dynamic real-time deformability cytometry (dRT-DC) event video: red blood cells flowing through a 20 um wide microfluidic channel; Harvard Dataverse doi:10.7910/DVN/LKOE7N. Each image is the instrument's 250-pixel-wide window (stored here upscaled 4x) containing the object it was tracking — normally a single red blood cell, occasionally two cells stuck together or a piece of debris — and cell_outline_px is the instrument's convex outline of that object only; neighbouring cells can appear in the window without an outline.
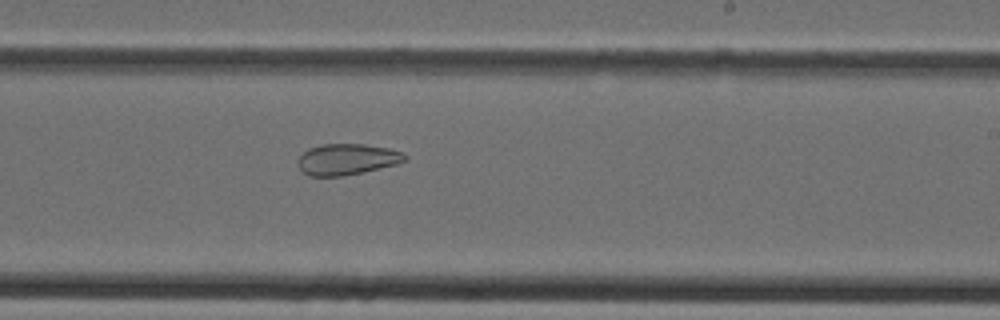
{"species": "Egyptian fruit bat (a non-hibernating species)", "species_latin": "Rousettus aegyptiacus", "temperature_condition": "cold", "stored_images_in_passage": 39, "camera_frame_rate_fps": 3000, "um_per_image_px": 0.085, "animal": {"sex": "female"}, "frame": {"image": 1, "passage_image": 23, "time_ms": 7.333, "image_size_px": [1000, 320], "cell_outline_px": [[408, 156], [404, 160], [396, 164], [344, 176], [308, 176], [300, 168], [296, 160], [308, 148], [320, 144], [364, 144], [388, 148], [404, 152]], "centroid_in_image_um": [29.47, 13.53], "position_along_channel_um": 259.5, "area_um2": 19.36}}
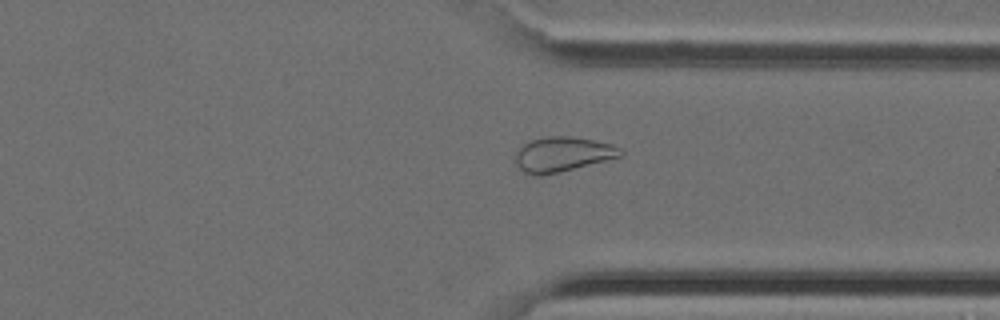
{"frame": {"image": 2, "passage_image": 29, "time_ms": 9.333, "image_size_px": [1000, 320], "cell_outline_px": [[624, 156], [560, 172], [540, 176], [536, 176], [524, 172], [516, 164], [512, 156], [524, 144], [532, 140], [548, 136], [568, 136], [592, 140], [612, 144], [620, 148], [624, 152]], "centroid_in_image_um": [47.82, 13.13], "position_along_channel_um": 363.6, "area_um2": 21.44}}
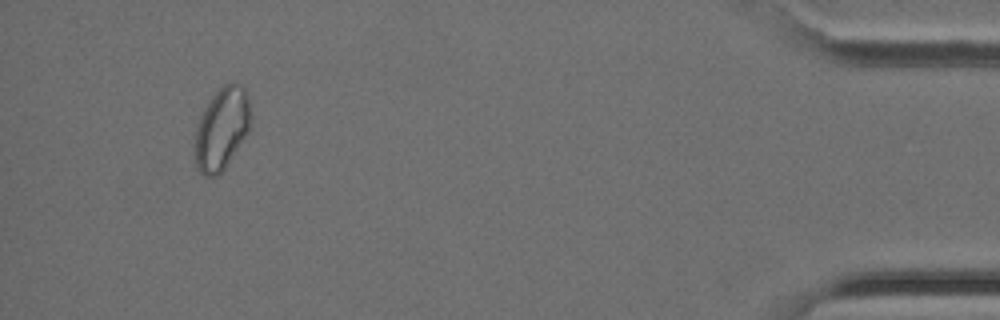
{"frame": {"image": 3, "passage_image": 36, "time_ms": 11.667, "image_size_px": [1000, 320], "cell_outline_px": [[252, 120], [248, 132], [224, 168], [216, 176], [204, 176], [196, 168], [196, 128], [204, 108], [212, 96], [224, 84], [236, 84], [244, 88], [248, 100]], "centroid_in_image_um": [18.86, 10.94], "position_along_channel_um": 416.3, "area_um2": 26.13}}